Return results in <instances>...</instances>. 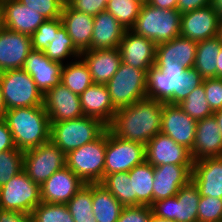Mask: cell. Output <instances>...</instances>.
Masks as SVG:
<instances>
[{"label": "cell", "mask_w": 222, "mask_h": 222, "mask_svg": "<svg viewBox=\"0 0 222 222\" xmlns=\"http://www.w3.org/2000/svg\"><path fill=\"white\" fill-rule=\"evenodd\" d=\"M163 103L145 97L116 111L107 128L120 139L146 145L161 129Z\"/></svg>", "instance_id": "obj_1"}, {"label": "cell", "mask_w": 222, "mask_h": 222, "mask_svg": "<svg viewBox=\"0 0 222 222\" xmlns=\"http://www.w3.org/2000/svg\"><path fill=\"white\" fill-rule=\"evenodd\" d=\"M3 119L19 150L37 148L50 141L51 124L44 105L6 110Z\"/></svg>", "instance_id": "obj_2"}, {"label": "cell", "mask_w": 222, "mask_h": 222, "mask_svg": "<svg viewBox=\"0 0 222 222\" xmlns=\"http://www.w3.org/2000/svg\"><path fill=\"white\" fill-rule=\"evenodd\" d=\"M180 25L181 13L178 10L160 9L146 2L130 30L159 45L180 36Z\"/></svg>", "instance_id": "obj_3"}, {"label": "cell", "mask_w": 222, "mask_h": 222, "mask_svg": "<svg viewBox=\"0 0 222 222\" xmlns=\"http://www.w3.org/2000/svg\"><path fill=\"white\" fill-rule=\"evenodd\" d=\"M50 124V140L65 154L96 140L107 129L101 120L90 116Z\"/></svg>", "instance_id": "obj_4"}, {"label": "cell", "mask_w": 222, "mask_h": 222, "mask_svg": "<svg viewBox=\"0 0 222 222\" xmlns=\"http://www.w3.org/2000/svg\"><path fill=\"white\" fill-rule=\"evenodd\" d=\"M107 129L94 141L66 154V167L84 184L100 183L104 177Z\"/></svg>", "instance_id": "obj_5"}, {"label": "cell", "mask_w": 222, "mask_h": 222, "mask_svg": "<svg viewBox=\"0 0 222 222\" xmlns=\"http://www.w3.org/2000/svg\"><path fill=\"white\" fill-rule=\"evenodd\" d=\"M0 84L6 110L43 105L44 94L23 69L0 72Z\"/></svg>", "instance_id": "obj_6"}, {"label": "cell", "mask_w": 222, "mask_h": 222, "mask_svg": "<svg viewBox=\"0 0 222 222\" xmlns=\"http://www.w3.org/2000/svg\"><path fill=\"white\" fill-rule=\"evenodd\" d=\"M147 71L121 63L116 73L106 84L116 110L147 97Z\"/></svg>", "instance_id": "obj_7"}, {"label": "cell", "mask_w": 222, "mask_h": 222, "mask_svg": "<svg viewBox=\"0 0 222 222\" xmlns=\"http://www.w3.org/2000/svg\"><path fill=\"white\" fill-rule=\"evenodd\" d=\"M200 192L192 179L172 197L157 200L151 206L155 216L175 222H198Z\"/></svg>", "instance_id": "obj_8"}, {"label": "cell", "mask_w": 222, "mask_h": 222, "mask_svg": "<svg viewBox=\"0 0 222 222\" xmlns=\"http://www.w3.org/2000/svg\"><path fill=\"white\" fill-rule=\"evenodd\" d=\"M40 203V186L23 170L0 187V209L31 214Z\"/></svg>", "instance_id": "obj_9"}, {"label": "cell", "mask_w": 222, "mask_h": 222, "mask_svg": "<svg viewBox=\"0 0 222 222\" xmlns=\"http://www.w3.org/2000/svg\"><path fill=\"white\" fill-rule=\"evenodd\" d=\"M66 166V154L51 140L24 151L23 171L39 186Z\"/></svg>", "instance_id": "obj_10"}, {"label": "cell", "mask_w": 222, "mask_h": 222, "mask_svg": "<svg viewBox=\"0 0 222 222\" xmlns=\"http://www.w3.org/2000/svg\"><path fill=\"white\" fill-rule=\"evenodd\" d=\"M145 160L144 144L120 139L107 128L104 176L117 172H129Z\"/></svg>", "instance_id": "obj_11"}, {"label": "cell", "mask_w": 222, "mask_h": 222, "mask_svg": "<svg viewBox=\"0 0 222 222\" xmlns=\"http://www.w3.org/2000/svg\"><path fill=\"white\" fill-rule=\"evenodd\" d=\"M187 69L179 65H154L147 71V97L161 103L178 104L179 74Z\"/></svg>", "instance_id": "obj_12"}, {"label": "cell", "mask_w": 222, "mask_h": 222, "mask_svg": "<svg viewBox=\"0 0 222 222\" xmlns=\"http://www.w3.org/2000/svg\"><path fill=\"white\" fill-rule=\"evenodd\" d=\"M43 105L50 123L78 119L84 116L79 95L61 82L44 94Z\"/></svg>", "instance_id": "obj_13"}, {"label": "cell", "mask_w": 222, "mask_h": 222, "mask_svg": "<svg viewBox=\"0 0 222 222\" xmlns=\"http://www.w3.org/2000/svg\"><path fill=\"white\" fill-rule=\"evenodd\" d=\"M196 123L177 104L163 103L160 133L190 151L195 142Z\"/></svg>", "instance_id": "obj_14"}, {"label": "cell", "mask_w": 222, "mask_h": 222, "mask_svg": "<svg viewBox=\"0 0 222 222\" xmlns=\"http://www.w3.org/2000/svg\"><path fill=\"white\" fill-rule=\"evenodd\" d=\"M146 161L153 167L159 165H193L191 151L177 144L171 137L158 133L145 145Z\"/></svg>", "instance_id": "obj_15"}, {"label": "cell", "mask_w": 222, "mask_h": 222, "mask_svg": "<svg viewBox=\"0 0 222 222\" xmlns=\"http://www.w3.org/2000/svg\"><path fill=\"white\" fill-rule=\"evenodd\" d=\"M46 19L18 0H1L0 25L31 36Z\"/></svg>", "instance_id": "obj_16"}, {"label": "cell", "mask_w": 222, "mask_h": 222, "mask_svg": "<svg viewBox=\"0 0 222 222\" xmlns=\"http://www.w3.org/2000/svg\"><path fill=\"white\" fill-rule=\"evenodd\" d=\"M220 17L208 5L181 14L180 35L195 42L218 36Z\"/></svg>", "instance_id": "obj_17"}, {"label": "cell", "mask_w": 222, "mask_h": 222, "mask_svg": "<svg viewBox=\"0 0 222 222\" xmlns=\"http://www.w3.org/2000/svg\"><path fill=\"white\" fill-rule=\"evenodd\" d=\"M122 63L149 70L155 65L156 44L144 37L135 34L131 30H126L122 41L118 46Z\"/></svg>", "instance_id": "obj_18"}, {"label": "cell", "mask_w": 222, "mask_h": 222, "mask_svg": "<svg viewBox=\"0 0 222 222\" xmlns=\"http://www.w3.org/2000/svg\"><path fill=\"white\" fill-rule=\"evenodd\" d=\"M31 49V36L0 25V72L22 69Z\"/></svg>", "instance_id": "obj_19"}, {"label": "cell", "mask_w": 222, "mask_h": 222, "mask_svg": "<svg viewBox=\"0 0 222 222\" xmlns=\"http://www.w3.org/2000/svg\"><path fill=\"white\" fill-rule=\"evenodd\" d=\"M193 165H159L154 167L153 203L175 196L192 179Z\"/></svg>", "instance_id": "obj_20"}, {"label": "cell", "mask_w": 222, "mask_h": 222, "mask_svg": "<svg viewBox=\"0 0 222 222\" xmlns=\"http://www.w3.org/2000/svg\"><path fill=\"white\" fill-rule=\"evenodd\" d=\"M84 185V182L65 166L40 186L41 202L67 204Z\"/></svg>", "instance_id": "obj_21"}, {"label": "cell", "mask_w": 222, "mask_h": 222, "mask_svg": "<svg viewBox=\"0 0 222 222\" xmlns=\"http://www.w3.org/2000/svg\"><path fill=\"white\" fill-rule=\"evenodd\" d=\"M62 67L61 63L48 59L43 51L31 49L22 69L33 78L36 86L45 94L61 82Z\"/></svg>", "instance_id": "obj_22"}, {"label": "cell", "mask_w": 222, "mask_h": 222, "mask_svg": "<svg viewBox=\"0 0 222 222\" xmlns=\"http://www.w3.org/2000/svg\"><path fill=\"white\" fill-rule=\"evenodd\" d=\"M192 181L197 185L200 196L222 199V156L194 161Z\"/></svg>", "instance_id": "obj_23"}, {"label": "cell", "mask_w": 222, "mask_h": 222, "mask_svg": "<svg viewBox=\"0 0 222 222\" xmlns=\"http://www.w3.org/2000/svg\"><path fill=\"white\" fill-rule=\"evenodd\" d=\"M191 155L194 161L222 156V134L214 115L197 121Z\"/></svg>", "instance_id": "obj_24"}, {"label": "cell", "mask_w": 222, "mask_h": 222, "mask_svg": "<svg viewBox=\"0 0 222 222\" xmlns=\"http://www.w3.org/2000/svg\"><path fill=\"white\" fill-rule=\"evenodd\" d=\"M197 42L178 36L168 42L156 45L155 65H179L194 67Z\"/></svg>", "instance_id": "obj_25"}, {"label": "cell", "mask_w": 222, "mask_h": 222, "mask_svg": "<svg viewBox=\"0 0 222 222\" xmlns=\"http://www.w3.org/2000/svg\"><path fill=\"white\" fill-rule=\"evenodd\" d=\"M61 20L75 47L80 52L91 50L94 16L73 9L65 2Z\"/></svg>", "instance_id": "obj_26"}, {"label": "cell", "mask_w": 222, "mask_h": 222, "mask_svg": "<svg viewBox=\"0 0 222 222\" xmlns=\"http://www.w3.org/2000/svg\"><path fill=\"white\" fill-rule=\"evenodd\" d=\"M88 65L93 83L106 85L122 63L118 48L84 50L80 56Z\"/></svg>", "instance_id": "obj_27"}, {"label": "cell", "mask_w": 222, "mask_h": 222, "mask_svg": "<svg viewBox=\"0 0 222 222\" xmlns=\"http://www.w3.org/2000/svg\"><path fill=\"white\" fill-rule=\"evenodd\" d=\"M79 98L84 116L98 118L107 126L112 122L117 110L113 107L106 85L93 83Z\"/></svg>", "instance_id": "obj_28"}, {"label": "cell", "mask_w": 222, "mask_h": 222, "mask_svg": "<svg viewBox=\"0 0 222 222\" xmlns=\"http://www.w3.org/2000/svg\"><path fill=\"white\" fill-rule=\"evenodd\" d=\"M127 29L108 11L94 16L91 50L118 48Z\"/></svg>", "instance_id": "obj_29"}, {"label": "cell", "mask_w": 222, "mask_h": 222, "mask_svg": "<svg viewBox=\"0 0 222 222\" xmlns=\"http://www.w3.org/2000/svg\"><path fill=\"white\" fill-rule=\"evenodd\" d=\"M133 187V206L153 205L154 167L146 160L129 172Z\"/></svg>", "instance_id": "obj_30"}, {"label": "cell", "mask_w": 222, "mask_h": 222, "mask_svg": "<svg viewBox=\"0 0 222 222\" xmlns=\"http://www.w3.org/2000/svg\"><path fill=\"white\" fill-rule=\"evenodd\" d=\"M92 208L97 222H117L124 206L101 184H92Z\"/></svg>", "instance_id": "obj_31"}, {"label": "cell", "mask_w": 222, "mask_h": 222, "mask_svg": "<svg viewBox=\"0 0 222 222\" xmlns=\"http://www.w3.org/2000/svg\"><path fill=\"white\" fill-rule=\"evenodd\" d=\"M222 43L218 36L197 43L194 68L205 78H217V57Z\"/></svg>", "instance_id": "obj_32"}, {"label": "cell", "mask_w": 222, "mask_h": 222, "mask_svg": "<svg viewBox=\"0 0 222 222\" xmlns=\"http://www.w3.org/2000/svg\"><path fill=\"white\" fill-rule=\"evenodd\" d=\"M79 59L75 58V62L63 64L61 71V83L78 95L93 84L88 65L81 57Z\"/></svg>", "instance_id": "obj_33"}, {"label": "cell", "mask_w": 222, "mask_h": 222, "mask_svg": "<svg viewBox=\"0 0 222 222\" xmlns=\"http://www.w3.org/2000/svg\"><path fill=\"white\" fill-rule=\"evenodd\" d=\"M43 52L48 59L62 65L63 60L68 56L76 57V59L81 56V52L75 47L63 25L54 34L52 43H49Z\"/></svg>", "instance_id": "obj_34"}, {"label": "cell", "mask_w": 222, "mask_h": 222, "mask_svg": "<svg viewBox=\"0 0 222 222\" xmlns=\"http://www.w3.org/2000/svg\"><path fill=\"white\" fill-rule=\"evenodd\" d=\"M124 207L133 206V187L128 172L105 175L100 183Z\"/></svg>", "instance_id": "obj_35"}, {"label": "cell", "mask_w": 222, "mask_h": 222, "mask_svg": "<svg viewBox=\"0 0 222 222\" xmlns=\"http://www.w3.org/2000/svg\"><path fill=\"white\" fill-rule=\"evenodd\" d=\"M66 205L74 222H97L92 208V184H85Z\"/></svg>", "instance_id": "obj_36"}, {"label": "cell", "mask_w": 222, "mask_h": 222, "mask_svg": "<svg viewBox=\"0 0 222 222\" xmlns=\"http://www.w3.org/2000/svg\"><path fill=\"white\" fill-rule=\"evenodd\" d=\"M189 117L198 121L212 116L206 99L203 83L197 86L184 100L177 104Z\"/></svg>", "instance_id": "obj_37"}, {"label": "cell", "mask_w": 222, "mask_h": 222, "mask_svg": "<svg viewBox=\"0 0 222 222\" xmlns=\"http://www.w3.org/2000/svg\"><path fill=\"white\" fill-rule=\"evenodd\" d=\"M142 4L134 0H110L106 11L112 14L127 30H130L139 16Z\"/></svg>", "instance_id": "obj_38"}, {"label": "cell", "mask_w": 222, "mask_h": 222, "mask_svg": "<svg viewBox=\"0 0 222 222\" xmlns=\"http://www.w3.org/2000/svg\"><path fill=\"white\" fill-rule=\"evenodd\" d=\"M36 222H74L66 204L41 202L31 213Z\"/></svg>", "instance_id": "obj_39"}, {"label": "cell", "mask_w": 222, "mask_h": 222, "mask_svg": "<svg viewBox=\"0 0 222 222\" xmlns=\"http://www.w3.org/2000/svg\"><path fill=\"white\" fill-rule=\"evenodd\" d=\"M24 151L17 148L0 152V187L23 170Z\"/></svg>", "instance_id": "obj_40"}, {"label": "cell", "mask_w": 222, "mask_h": 222, "mask_svg": "<svg viewBox=\"0 0 222 222\" xmlns=\"http://www.w3.org/2000/svg\"><path fill=\"white\" fill-rule=\"evenodd\" d=\"M63 25L61 17L46 19L31 35V47L35 50L44 51L58 29Z\"/></svg>", "instance_id": "obj_41"}, {"label": "cell", "mask_w": 222, "mask_h": 222, "mask_svg": "<svg viewBox=\"0 0 222 222\" xmlns=\"http://www.w3.org/2000/svg\"><path fill=\"white\" fill-rule=\"evenodd\" d=\"M198 222H222V199L200 196Z\"/></svg>", "instance_id": "obj_42"}, {"label": "cell", "mask_w": 222, "mask_h": 222, "mask_svg": "<svg viewBox=\"0 0 222 222\" xmlns=\"http://www.w3.org/2000/svg\"><path fill=\"white\" fill-rule=\"evenodd\" d=\"M23 5L35 10L45 19L61 17L66 0H18Z\"/></svg>", "instance_id": "obj_43"}, {"label": "cell", "mask_w": 222, "mask_h": 222, "mask_svg": "<svg viewBox=\"0 0 222 222\" xmlns=\"http://www.w3.org/2000/svg\"><path fill=\"white\" fill-rule=\"evenodd\" d=\"M204 78L193 67L179 74L178 103L184 100L197 86L203 83Z\"/></svg>", "instance_id": "obj_44"}, {"label": "cell", "mask_w": 222, "mask_h": 222, "mask_svg": "<svg viewBox=\"0 0 222 222\" xmlns=\"http://www.w3.org/2000/svg\"><path fill=\"white\" fill-rule=\"evenodd\" d=\"M203 85L212 112L222 110V78H205Z\"/></svg>", "instance_id": "obj_45"}, {"label": "cell", "mask_w": 222, "mask_h": 222, "mask_svg": "<svg viewBox=\"0 0 222 222\" xmlns=\"http://www.w3.org/2000/svg\"><path fill=\"white\" fill-rule=\"evenodd\" d=\"M152 213L149 206L124 207L117 222H150Z\"/></svg>", "instance_id": "obj_46"}, {"label": "cell", "mask_w": 222, "mask_h": 222, "mask_svg": "<svg viewBox=\"0 0 222 222\" xmlns=\"http://www.w3.org/2000/svg\"><path fill=\"white\" fill-rule=\"evenodd\" d=\"M66 2L78 11L92 16L106 10L105 0H66Z\"/></svg>", "instance_id": "obj_47"}, {"label": "cell", "mask_w": 222, "mask_h": 222, "mask_svg": "<svg viewBox=\"0 0 222 222\" xmlns=\"http://www.w3.org/2000/svg\"><path fill=\"white\" fill-rule=\"evenodd\" d=\"M16 148L12 133L10 132L6 122L0 118V152Z\"/></svg>", "instance_id": "obj_48"}, {"label": "cell", "mask_w": 222, "mask_h": 222, "mask_svg": "<svg viewBox=\"0 0 222 222\" xmlns=\"http://www.w3.org/2000/svg\"><path fill=\"white\" fill-rule=\"evenodd\" d=\"M211 0H178L177 10L181 13H187L210 5Z\"/></svg>", "instance_id": "obj_49"}, {"label": "cell", "mask_w": 222, "mask_h": 222, "mask_svg": "<svg viewBox=\"0 0 222 222\" xmlns=\"http://www.w3.org/2000/svg\"><path fill=\"white\" fill-rule=\"evenodd\" d=\"M31 214L0 209V222H27Z\"/></svg>", "instance_id": "obj_50"}, {"label": "cell", "mask_w": 222, "mask_h": 222, "mask_svg": "<svg viewBox=\"0 0 222 222\" xmlns=\"http://www.w3.org/2000/svg\"><path fill=\"white\" fill-rule=\"evenodd\" d=\"M177 1L178 0H147V3L160 9L177 10Z\"/></svg>", "instance_id": "obj_51"}, {"label": "cell", "mask_w": 222, "mask_h": 222, "mask_svg": "<svg viewBox=\"0 0 222 222\" xmlns=\"http://www.w3.org/2000/svg\"><path fill=\"white\" fill-rule=\"evenodd\" d=\"M210 6L218 14L220 19H222V0H211Z\"/></svg>", "instance_id": "obj_52"}, {"label": "cell", "mask_w": 222, "mask_h": 222, "mask_svg": "<svg viewBox=\"0 0 222 222\" xmlns=\"http://www.w3.org/2000/svg\"><path fill=\"white\" fill-rule=\"evenodd\" d=\"M217 78H222V47L217 57Z\"/></svg>", "instance_id": "obj_53"}, {"label": "cell", "mask_w": 222, "mask_h": 222, "mask_svg": "<svg viewBox=\"0 0 222 222\" xmlns=\"http://www.w3.org/2000/svg\"><path fill=\"white\" fill-rule=\"evenodd\" d=\"M213 115L215 116V118L217 120L218 126H219V128L221 130V134H222V110L213 112Z\"/></svg>", "instance_id": "obj_54"}, {"label": "cell", "mask_w": 222, "mask_h": 222, "mask_svg": "<svg viewBox=\"0 0 222 222\" xmlns=\"http://www.w3.org/2000/svg\"><path fill=\"white\" fill-rule=\"evenodd\" d=\"M5 112H6V108L3 102L2 89H1V84H0V118H3Z\"/></svg>", "instance_id": "obj_55"}, {"label": "cell", "mask_w": 222, "mask_h": 222, "mask_svg": "<svg viewBox=\"0 0 222 222\" xmlns=\"http://www.w3.org/2000/svg\"><path fill=\"white\" fill-rule=\"evenodd\" d=\"M150 222H175V221L174 220H170V219L160 218L158 216H155L152 213L151 221Z\"/></svg>", "instance_id": "obj_56"}, {"label": "cell", "mask_w": 222, "mask_h": 222, "mask_svg": "<svg viewBox=\"0 0 222 222\" xmlns=\"http://www.w3.org/2000/svg\"><path fill=\"white\" fill-rule=\"evenodd\" d=\"M218 38L220 39V42L222 43V19H220V22H219Z\"/></svg>", "instance_id": "obj_57"}, {"label": "cell", "mask_w": 222, "mask_h": 222, "mask_svg": "<svg viewBox=\"0 0 222 222\" xmlns=\"http://www.w3.org/2000/svg\"><path fill=\"white\" fill-rule=\"evenodd\" d=\"M134 1H137V2L141 3L142 5L147 2V0H134Z\"/></svg>", "instance_id": "obj_58"}, {"label": "cell", "mask_w": 222, "mask_h": 222, "mask_svg": "<svg viewBox=\"0 0 222 222\" xmlns=\"http://www.w3.org/2000/svg\"><path fill=\"white\" fill-rule=\"evenodd\" d=\"M27 222H36L32 217H30Z\"/></svg>", "instance_id": "obj_59"}]
</instances>
